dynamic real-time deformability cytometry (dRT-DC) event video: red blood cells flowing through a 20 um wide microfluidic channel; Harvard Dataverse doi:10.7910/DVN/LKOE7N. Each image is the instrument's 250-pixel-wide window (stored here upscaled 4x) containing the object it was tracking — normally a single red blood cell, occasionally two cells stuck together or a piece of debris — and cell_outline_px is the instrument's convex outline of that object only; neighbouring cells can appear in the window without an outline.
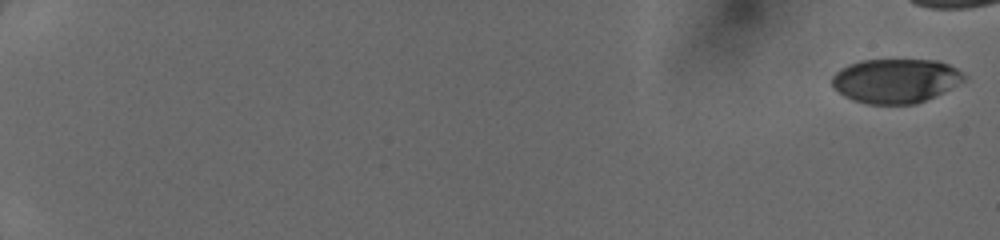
{"species": "human", "species_latin": "Homo sapiens", "temperature_condition": "cold", "stored_images_in_passage": 44, "camera_frame_rate_fps": 3000, "um_per_image_px": 0.085, "donor": {"sex": "female"}, "frame": {"image": 1, "passage_image": 1, "time_ms": 0.0, "image_size_px": [1000, 240], "cell_outline_px": [[964, 80], [936, 96], [916, 104], [868, 104], [852, 100], [844, 96], [832, 88], [832, 76], [840, 68], [848, 64], [860, 60], [936, 60], [948, 64], [956, 68], [964, 76]], "centroid_in_image_um": [76.07, 6.87], "position_along_channel_um": 8.9, "area_um2": 34.1}}
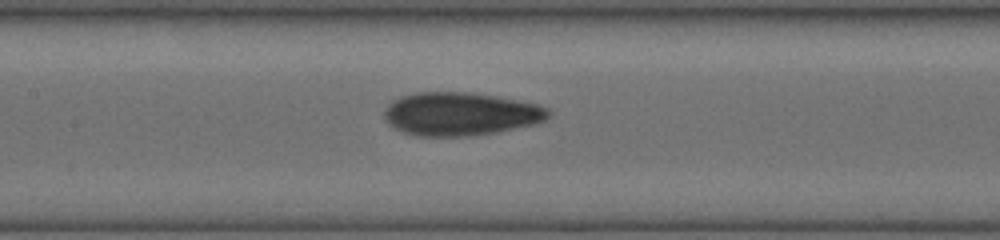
{"frame": {"image": 2, "passage_image": 28, "time_ms": 9.0, "image_size_px": [1000, 240], "cell_outline_px": [[552, 112], [544, 120], [536, 124], [496, 132], [464, 136], [416, 136], [404, 132], [388, 124], [384, 120], [384, 112], [388, 104], [392, 100], [400, 96], [416, 92], [472, 92], [520, 100], [536, 104], [548, 108]], "centroid_in_image_um": [39.13, 9.67], "position_along_channel_um": 168.3, "area_um2": 41.56}}
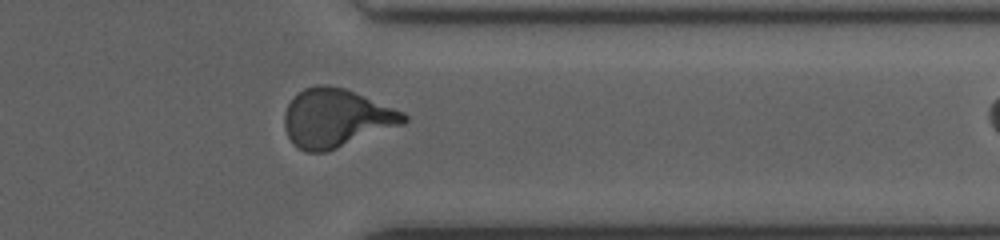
{"frame": {"image": 3, "passage_image": 43, "time_ms": 14.0, "image_size_px": [1000, 240], "cell_outline_px": [[408, 120], [404, 124], [328, 152], [304, 152], [292, 144], [284, 128], [284, 112], [288, 104], [304, 88], [316, 84], [328, 84], [344, 88], [404, 112], [408, 116]], "centroid_in_image_um": [28.56, 10.06], "position_along_channel_um": 382.8, "area_um2": 40.81}}